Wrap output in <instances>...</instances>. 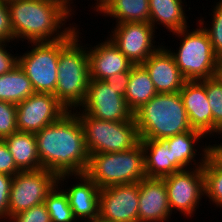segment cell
<instances>
[{
    "instance_id": "obj_1",
    "label": "cell",
    "mask_w": 222,
    "mask_h": 222,
    "mask_svg": "<svg viewBox=\"0 0 222 222\" xmlns=\"http://www.w3.org/2000/svg\"><path fill=\"white\" fill-rule=\"evenodd\" d=\"M41 168L55 175L85 173L89 163L83 126L74 111L35 133Z\"/></svg>"
},
{
    "instance_id": "obj_2",
    "label": "cell",
    "mask_w": 222,
    "mask_h": 222,
    "mask_svg": "<svg viewBox=\"0 0 222 222\" xmlns=\"http://www.w3.org/2000/svg\"><path fill=\"white\" fill-rule=\"evenodd\" d=\"M72 0H13L7 2L14 42H51L66 38L75 28H64L74 15ZM64 22V23H63ZM63 28V30H61Z\"/></svg>"
},
{
    "instance_id": "obj_3",
    "label": "cell",
    "mask_w": 222,
    "mask_h": 222,
    "mask_svg": "<svg viewBox=\"0 0 222 222\" xmlns=\"http://www.w3.org/2000/svg\"><path fill=\"white\" fill-rule=\"evenodd\" d=\"M77 27L66 38L59 40L55 97L67 111L78 109L83 103L90 80L88 44L82 46V41L78 40L81 34Z\"/></svg>"
},
{
    "instance_id": "obj_4",
    "label": "cell",
    "mask_w": 222,
    "mask_h": 222,
    "mask_svg": "<svg viewBox=\"0 0 222 222\" xmlns=\"http://www.w3.org/2000/svg\"><path fill=\"white\" fill-rule=\"evenodd\" d=\"M140 139L163 140L192 130L182 97L157 93L134 113Z\"/></svg>"
},
{
    "instance_id": "obj_5",
    "label": "cell",
    "mask_w": 222,
    "mask_h": 222,
    "mask_svg": "<svg viewBox=\"0 0 222 222\" xmlns=\"http://www.w3.org/2000/svg\"><path fill=\"white\" fill-rule=\"evenodd\" d=\"M85 174L100 189L140 182L146 177L142 143L126 151L90 154Z\"/></svg>"
},
{
    "instance_id": "obj_6",
    "label": "cell",
    "mask_w": 222,
    "mask_h": 222,
    "mask_svg": "<svg viewBox=\"0 0 222 222\" xmlns=\"http://www.w3.org/2000/svg\"><path fill=\"white\" fill-rule=\"evenodd\" d=\"M191 31L186 28L173 32L181 39L180 46L175 52L168 50L187 81L214 77L219 57L213 50L209 35L200 24Z\"/></svg>"
},
{
    "instance_id": "obj_7",
    "label": "cell",
    "mask_w": 222,
    "mask_h": 222,
    "mask_svg": "<svg viewBox=\"0 0 222 222\" xmlns=\"http://www.w3.org/2000/svg\"><path fill=\"white\" fill-rule=\"evenodd\" d=\"M81 121L86 148L90 154L115 153L133 149L140 143L135 118L129 121H104L73 110Z\"/></svg>"
},
{
    "instance_id": "obj_8",
    "label": "cell",
    "mask_w": 222,
    "mask_h": 222,
    "mask_svg": "<svg viewBox=\"0 0 222 222\" xmlns=\"http://www.w3.org/2000/svg\"><path fill=\"white\" fill-rule=\"evenodd\" d=\"M31 46V51L18 56V65L31 81L35 93L55 95L58 82L59 40L31 42Z\"/></svg>"
},
{
    "instance_id": "obj_9",
    "label": "cell",
    "mask_w": 222,
    "mask_h": 222,
    "mask_svg": "<svg viewBox=\"0 0 222 222\" xmlns=\"http://www.w3.org/2000/svg\"><path fill=\"white\" fill-rule=\"evenodd\" d=\"M58 183V176L47 169L20 171L13 176L8 204V220L33 206L44 203Z\"/></svg>"
},
{
    "instance_id": "obj_10",
    "label": "cell",
    "mask_w": 222,
    "mask_h": 222,
    "mask_svg": "<svg viewBox=\"0 0 222 222\" xmlns=\"http://www.w3.org/2000/svg\"><path fill=\"white\" fill-rule=\"evenodd\" d=\"M193 170V171H192ZM167 189L168 203L186 218L194 216L204 196L203 167L177 171L163 178ZM195 211V212H194Z\"/></svg>"
},
{
    "instance_id": "obj_11",
    "label": "cell",
    "mask_w": 222,
    "mask_h": 222,
    "mask_svg": "<svg viewBox=\"0 0 222 222\" xmlns=\"http://www.w3.org/2000/svg\"><path fill=\"white\" fill-rule=\"evenodd\" d=\"M79 110L104 121H129L134 117L124 96L109 87L104 80H89L86 97Z\"/></svg>"
},
{
    "instance_id": "obj_12",
    "label": "cell",
    "mask_w": 222,
    "mask_h": 222,
    "mask_svg": "<svg viewBox=\"0 0 222 222\" xmlns=\"http://www.w3.org/2000/svg\"><path fill=\"white\" fill-rule=\"evenodd\" d=\"M110 37L113 44L134 64H142L160 46L155 45L156 30L150 23H115Z\"/></svg>"
},
{
    "instance_id": "obj_13",
    "label": "cell",
    "mask_w": 222,
    "mask_h": 222,
    "mask_svg": "<svg viewBox=\"0 0 222 222\" xmlns=\"http://www.w3.org/2000/svg\"><path fill=\"white\" fill-rule=\"evenodd\" d=\"M16 107L17 130L31 133L40 131L67 112L51 93H34L18 103Z\"/></svg>"
},
{
    "instance_id": "obj_14",
    "label": "cell",
    "mask_w": 222,
    "mask_h": 222,
    "mask_svg": "<svg viewBox=\"0 0 222 222\" xmlns=\"http://www.w3.org/2000/svg\"><path fill=\"white\" fill-rule=\"evenodd\" d=\"M139 182L100 189L99 217L110 222H138Z\"/></svg>"
},
{
    "instance_id": "obj_15",
    "label": "cell",
    "mask_w": 222,
    "mask_h": 222,
    "mask_svg": "<svg viewBox=\"0 0 222 222\" xmlns=\"http://www.w3.org/2000/svg\"><path fill=\"white\" fill-rule=\"evenodd\" d=\"M172 214L164 179L143 178L139 182L138 222H168Z\"/></svg>"
},
{
    "instance_id": "obj_16",
    "label": "cell",
    "mask_w": 222,
    "mask_h": 222,
    "mask_svg": "<svg viewBox=\"0 0 222 222\" xmlns=\"http://www.w3.org/2000/svg\"><path fill=\"white\" fill-rule=\"evenodd\" d=\"M142 65L149 72L157 93L179 92L187 81L168 48L162 45Z\"/></svg>"
},
{
    "instance_id": "obj_17",
    "label": "cell",
    "mask_w": 222,
    "mask_h": 222,
    "mask_svg": "<svg viewBox=\"0 0 222 222\" xmlns=\"http://www.w3.org/2000/svg\"><path fill=\"white\" fill-rule=\"evenodd\" d=\"M192 130L212 136V112L206 95V79L186 81L179 91Z\"/></svg>"
},
{
    "instance_id": "obj_18",
    "label": "cell",
    "mask_w": 222,
    "mask_h": 222,
    "mask_svg": "<svg viewBox=\"0 0 222 222\" xmlns=\"http://www.w3.org/2000/svg\"><path fill=\"white\" fill-rule=\"evenodd\" d=\"M87 49L90 79L106 80L117 73L128 72L134 65L109 38Z\"/></svg>"
},
{
    "instance_id": "obj_19",
    "label": "cell",
    "mask_w": 222,
    "mask_h": 222,
    "mask_svg": "<svg viewBox=\"0 0 222 222\" xmlns=\"http://www.w3.org/2000/svg\"><path fill=\"white\" fill-rule=\"evenodd\" d=\"M77 179L71 187L62 189L76 220L87 222L99 217L100 188L85 174L72 175ZM79 179V180H78ZM85 218V219H84Z\"/></svg>"
},
{
    "instance_id": "obj_20",
    "label": "cell",
    "mask_w": 222,
    "mask_h": 222,
    "mask_svg": "<svg viewBox=\"0 0 222 222\" xmlns=\"http://www.w3.org/2000/svg\"><path fill=\"white\" fill-rule=\"evenodd\" d=\"M202 138L204 139L206 137L201 132L190 130L163 139L172 153V165L178 171L192 168L193 165L195 168L204 166L206 159L210 155V144L208 146L205 144V148L201 147L202 154L198 152L196 143H198V141L200 142ZM196 152H198V154H196ZM196 155L202 156L200 157L201 159H199L200 162H196Z\"/></svg>"
},
{
    "instance_id": "obj_21",
    "label": "cell",
    "mask_w": 222,
    "mask_h": 222,
    "mask_svg": "<svg viewBox=\"0 0 222 222\" xmlns=\"http://www.w3.org/2000/svg\"><path fill=\"white\" fill-rule=\"evenodd\" d=\"M3 141L20 171L41 169L35 133L17 131L7 136Z\"/></svg>"
},
{
    "instance_id": "obj_22",
    "label": "cell",
    "mask_w": 222,
    "mask_h": 222,
    "mask_svg": "<svg viewBox=\"0 0 222 222\" xmlns=\"http://www.w3.org/2000/svg\"><path fill=\"white\" fill-rule=\"evenodd\" d=\"M148 178H164L178 170L172 165V153L163 140L140 139Z\"/></svg>"
},
{
    "instance_id": "obj_23",
    "label": "cell",
    "mask_w": 222,
    "mask_h": 222,
    "mask_svg": "<svg viewBox=\"0 0 222 222\" xmlns=\"http://www.w3.org/2000/svg\"><path fill=\"white\" fill-rule=\"evenodd\" d=\"M182 4V0H149L150 24L154 29L157 25H164L172 33L190 27Z\"/></svg>"
},
{
    "instance_id": "obj_24",
    "label": "cell",
    "mask_w": 222,
    "mask_h": 222,
    "mask_svg": "<svg viewBox=\"0 0 222 222\" xmlns=\"http://www.w3.org/2000/svg\"><path fill=\"white\" fill-rule=\"evenodd\" d=\"M156 94L157 91L146 68L142 64L133 65L124 95L129 109L135 113Z\"/></svg>"
},
{
    "instance_id": "obj_25",
    "label": "cell",
    "mask_w": 222,
    "mask_h": 222,
    "mask_svg": "<svg viewBox=\"0 0 222 222\" xmlns=\"http://www.w3.org/2000/svg\"><path fill=\"white\" fill-rule=\"evenodd\" d=\"M102 16L112 17L116 23H150L149 0H108L98 11Z\"/></svg>"
},
{
    "instance_id": "obj_26",
    "label": "cell",
    "mask_w": 222,
    "mask_h": 222,
    "mask_svg": "<svg viewBox=\"0 0 222 222\" xmlns=\"http://www.w3.org/2000/svg\"><path fill=\"white\" fill-rule=\"evenodd\" d=\"M34 93L31 81L18 64L0 75V101L17 105Z\"/></svg>"
},
{
    "instance_id": "obj_27",
    "label": "cell",
    "mask_w": 222,
    "mask_h": 222,
    "mask_svg": "<svg viewBox=\"0 0 222 222\" xmlns=\"http://www.w3.org/2000/svg\"><path fill=\"white\" fill-rule=\"evenodd\" d=\"M69 176L72 175H60L58 176V183L53 190L47 195L44 200V204L48 210L51 222H76L73 211L69 205V201L66 193L62 190V185ZM62 181V182H61ZM63 183V184H61ZM59 184V185H58ZM61 185V187H60Z\"/></svg>"
},
{
    "instance_id": "obj_28",
    "label": "cell",
    "mask_w": 222,
    "mask_h": 222,
    "mask_svg": "<svg viewBox=\"0 0 222 222\" xmlns=\"http://www.w3.org/2000/svg\"><path fill=\"white\" fill-rule=\"evenodd\" d=\"M204 197L222 208V165L210 154L203 166Z\"/></svg>"
},
{
    "instance_id": "obj_29",
    "label": "cell",
    "mask_w": 222,
    "mask_h": 222,
    "mask_svg": "<svg viewBox=\"0 0 222 222\" xmlns=\"http://www.w3.org/2000/svg\"><path fill=\"white\" fill-rule=\"evenodd\" d=\"M206 95L212 112V135L222 128V84L215 77L206 79Z\"/></svg>"
},
{
    "instance_id": "obj_30",
    "label": "cell",
    "mask_w": 222,
    "mask_h": 222,
    "mask_svg": "<svg viewBox=\"0 0 222 222\" xmlns=\"http://www.w3.org/2000/svg\"><path fill=\"white\" fill-rule=\"evenodd\" d=\"M215 3L214 8L212 9L213 14L211 15L213 18L212 22H210L212 25H209L210 28L206 27V25L204 26V18H202L203 20L200 19L198 22L208 33L215 54L219 58H222V0Z\"/></svg>"
},
{
    "instance_id": "obj_31",
    "label": "cell",
    "mask_w": 222,
    "mask_h": 222,
    "mask_svg": "<svg viewBox=\"0 0 222 222\" xmlns=\"http://www.w3.org/2000/svg\"><path fill=\"white\" fill-rule=\"evenodd\" d=\"M16 113L17 107L15 104L0 101V140L18 131Z\"/></svg>"
},
{
    "instance_id": "obj_32",
    "label": "cell",
    "mask_w": 222,
    "mask_h": 222,
    "mask_svg": "<svg viewBox=\"0 0 222 222\" xmlns=\"http://www.w3.org/2000/svg\"><path fill=\"white\" fill-rule=\"evenodd\" d=\"M8 222H51L48 210L44 203L33 206L12 216Z\"/></svg>"
},
{
    "instance_id": "obj_33",
    "label": "cell",
    "mask_w": 222,
    "mask_h": 222,
    "mask_svg": "<svg viewBox=\"0 0 222 222\" xmlns=\"http://www.w3.org/2000/svg\"><path fill=\"white\" fill-rule=\"evenodd\" d=\"M13 176L0 173V221L8 219V204Z\"/></svg>"
},
{
    "instance_id": "obj_34",
    "label": "cell",
    "mask_w": 222,
    "mask_h": 222,
    "mask_svg": "<svg viewBox=\"0 0 222 222\" xmlns=\"http://www.w3.org/2000/svg\"><path fill=\"white\" fill-rule=\"evenodd\" d=\"M14 41L7 3L0 1V42Z\"/></svg>"
},
{
    "instance_id": "obj_35",
    "label": "cell",
    "mask_w": 222,
    "mask_h": 222,
    "mask_svg": "<svg viewBox=\"0 0 222 222\" xmlns=\"http://www.w3.org/2000/svg\"><path fill=\"white\" fill-rule=\"evenodd\" d=\"M19 172L6 143L0 140V173L14 176Z\"/></svg>"
},
{
    "instance_id": "obj_36",
    "label": "cell",
    "mask_w": 222,
    "mask_h": 222,
    "mask_svg": "<svg viewBox=\"0 0 222 222\" xmlns=\"http://www.w3.org/2000/svg\"><path fill=\"white\" fill-rule=\"evenodd\" d=\"M9 42H0V75L10 72L18 64V56L6 50Z\"/></svg>"
},
{
    "instance_id": "obj_37",
    "label": "cell",
    "mask_w": 222,
    "mask_h": 222,
    "mask_svg": "<svg viewBox=\"0 0 222 222\" xmlns=\"http://www.w3.org/2000/svg\"><path fill=\"white\" fill-rule=\"evenodd\" d=\"M129 77L130 70L128 72H120L116 75H112L104 81L108 84L109 87L116 89V92L118 94L124 96L127 89Z\"/></svg>"
},
{
    "instance_id": "obj_38",
    "label": "cell",
    "mask_w": 222,
    "mask_h": 222,
    "mask_svg": "<svg viewBox=\"0 0 222 222\" xmlns=\"http://www.w3.org/2000/svg\"><path fill=\"white\" fill-rule=\"evenodd\" d=\"M214 77L222 84V58H219Z\"/></svg>"
},
{
    "instance_id": "obj_39",
    "label": "cell",
    "mask_w": 222,
    "mask_h": 222,
    "mask_svg": "<svg viewBox=\"0 0 222 222\" xmlns=\"http://www.w3.org/2000/svg\"><path fill=\"white\" fill-rule=\"evenodd\" d=\"M222 136V128L218 131L217 136ZM210 153H222V143L218 144H211L210 145Z\"/></svg>"
},
{
    "instance_id": "obj_40",
    "label": "cell",
    "mask_w": 222,
    "mask_h": 222,
    "mask_svg": "<svg viewBox=\"0 0 222 222\" xmlns=\"http://www.w3.org/2000/svg\"><path fill=\"white\" fill-rule=\"evenodd\" d=\"M94 11L98 13V11L107 3L108 0H95Z\"/></svg>"
},
{
    "instance_id": "obj_41",
    "label": "cell",
    "mask_w": 222,
    "mask_h": 222,
    "mask_svg": "<svg viewBox=\"0 0 222 222\" xmlns=\"http://www.w3.org/2000/svg\"><path fill=\"white\" fill-rule=\"evenodd\" d=\"M222 165V153H210Z\"/></svg>"
},
{
    "instance_id": "obj_42",
    "label": "cell",
    "mask_w": 222,
    "mask_h": 222,
    "mask_svg": "<svg viewBox=\"0 0 222 222\" xmlns=\"http://www.w3.org/2000/svg\"><path fill=\"white\" fill-rule=\"evenodd\" d=\"M87 222H110V221H106V220L101 219L100 217H97Z\"/></svg>"
},
{
    "instance_id": "obj_43",
    "label": "cell",
    "mask_w": 222,
    "mask_h": 222,
    "mask_svg": "<svg viewBox=\"0 0 222 222\" xmlns=\"http://www.w3.org/2000/svg\"><path fill=\"white\" fill-rule=\"evenodd\" d=\"M0 1H4V2H10V1H13V0H0Z\"/></svg>"
}]
</instances>
